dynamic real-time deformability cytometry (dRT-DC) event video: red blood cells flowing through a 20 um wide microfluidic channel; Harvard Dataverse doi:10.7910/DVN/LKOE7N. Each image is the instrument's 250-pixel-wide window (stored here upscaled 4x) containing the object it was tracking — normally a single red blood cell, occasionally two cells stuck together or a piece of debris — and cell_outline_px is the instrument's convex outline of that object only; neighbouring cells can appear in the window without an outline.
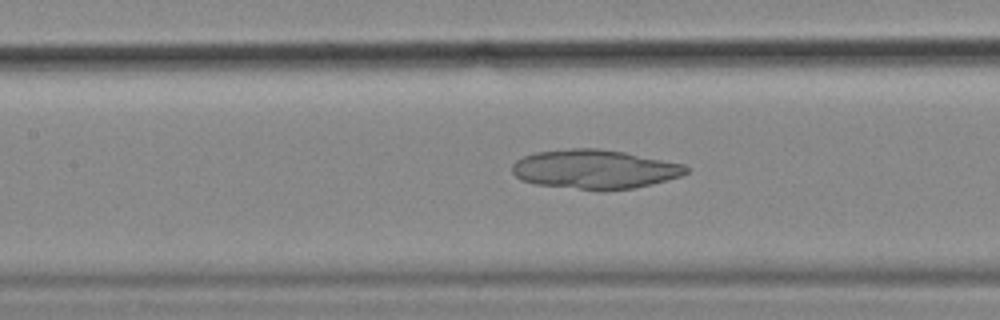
{"species": "common noctule bat (a hibernating species)", "species_latin": "Nyctalus noctula", "temperature_condition": "cold", "stored_images_in_passage": 56, "camera_frame_rate_fps": 3000, "um_per_image_px": 0.085, "animal": {"sex": "female", "body_mass_g": 18.4}, "frame": {"image": 1, "passage_image": 25, "time_ms": 8.0, "image_size_px": [1000, 320], "cell_outline_px": [[688, 172], [680, 176], [652, 184], [636, 188], [604, 192], [536, 184], [520, 180], [512, 172], [512, 164], [516, 160], [524, 156], [536, 152], [568, 148], [600, 148], [624, 152], [684, 164], [688, 168]], "centroid_in_image_um": [50.54, 14.4], "position_along_channel_um": 156.9, "area_um2": 40.11}}
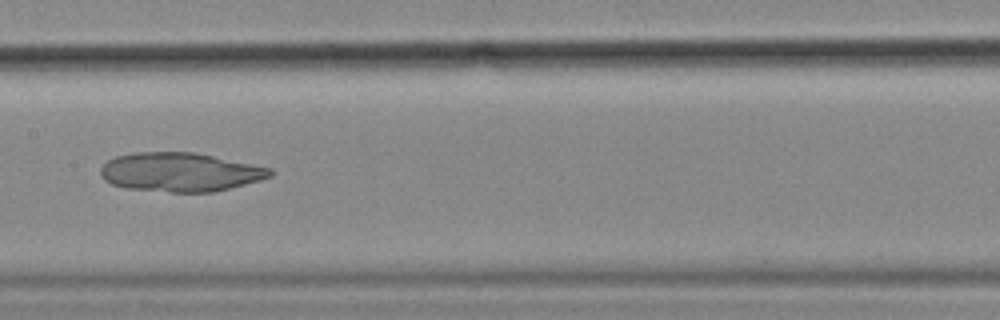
{"frame": {"image": 2, "passage_image": 28, "time_ms": 9.0, "image_size_px": [1000, 320], "cell_outline_px": [[272, 176], [260, 180], [212, 192], [172, 192], [128, 188], [112, 184], [104, 180], [100, 172], [100, 168], [108, 160], [116, 156], [136, 152], [192, 152], [272, 168]], "centroid_in_image_um": [15.29, 14.62], "position_along_channel_um": 192.1, "area_um2": 38.09}}